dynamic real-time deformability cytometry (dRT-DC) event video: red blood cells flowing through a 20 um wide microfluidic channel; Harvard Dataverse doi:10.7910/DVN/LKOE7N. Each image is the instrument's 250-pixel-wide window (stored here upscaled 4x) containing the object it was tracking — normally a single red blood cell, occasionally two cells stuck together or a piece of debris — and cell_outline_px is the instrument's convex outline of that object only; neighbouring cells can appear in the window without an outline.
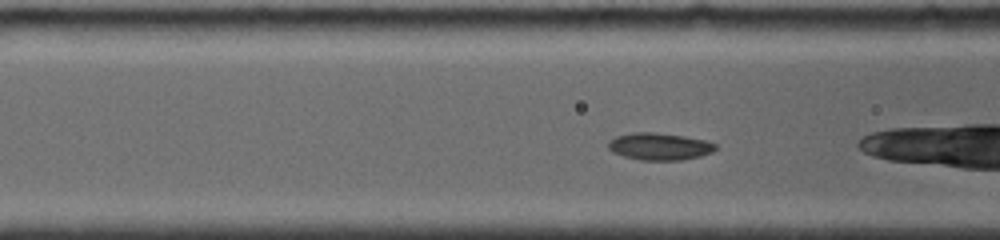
{"species": "common noctule bat (a hibernating species)", "species_latin": "Nyctalus noctula", "temperature_condition": "room temperature", "stored_images_in_passage": 40, "camera_frame_rate_fps": 4000, "um_per_image_px": 0.085, "animal": {"sex": "female", "body_mass_g": 19.0, "forearm_length_mm": 56.7}, "frame": {"image": 1, "passage_image": 6, "time_ms": 1.25, "image_size_px": [1000, 240], "cell_outline_px": [[716, 148], [712, 152], [700, 156], [680, 160], [640, 160], [624, 156], [612, 152], [608, 148], [608, 140], [616, 136], [632, 132], [652, 132], [684, 136], [704, 140], [716, 144]], "centroid_in_image_um": [56.02, 12.44], "position_along_channel_um": 110.6, "area_um2": 16.94}}
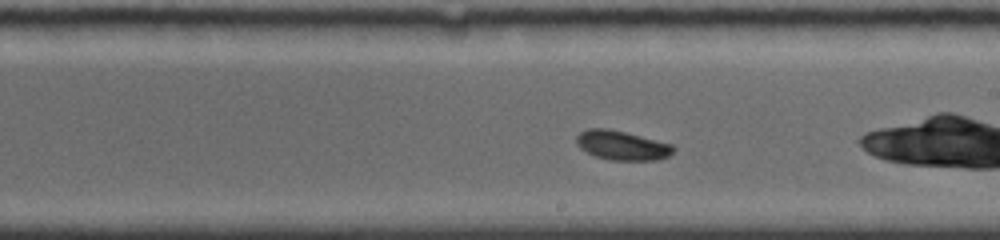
{"frame": {"image": 2, "passage_image": 19, "time_ms": 4.5, "image_size_px": [1000, 240], "cell_outline_px": [[676, 148], [668, 156], [656, 160], [612, 160], [596, 156], [580, 148], [576, 144], [576, 136], [580, 132], [588, 128], [608, 128], [672, 144]], "centroid_in_image_um": [52.85, 12.35], "position_along_channel_um": 236.1, "area_um2": 16.42}}
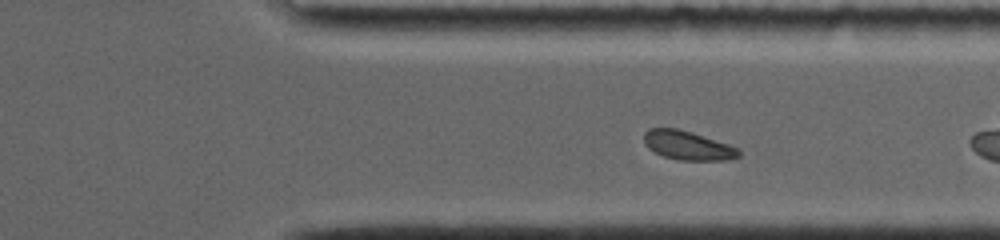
{"frame": {"image": 3, "passage_image": 31, "time_ms": 7.5, "image_size_px": [1000, 240], "cell_outline_px": [[740, 156], [728, 160], [680, 160], [664, 156], [648, 148], [644, 144], [644, 132], [648, 128], [676, 128], [692, 132], [740, 148]], "centroid_in_image_um": [58.46, 12.36], "position_along_channel_um": 352.9, "area_um2": 16.01}, "authors_computed_cell_mechanics": {"area_um2": 16.4441, "velocity_mm_per_s": 3.8739, "shape_relaxation_time_tau1_ms": 3.5171, "shape_relaxation_time_tau2_ms": null, "deformation_change_tau1": 0.0746, "deformation_change_tau2": null}}